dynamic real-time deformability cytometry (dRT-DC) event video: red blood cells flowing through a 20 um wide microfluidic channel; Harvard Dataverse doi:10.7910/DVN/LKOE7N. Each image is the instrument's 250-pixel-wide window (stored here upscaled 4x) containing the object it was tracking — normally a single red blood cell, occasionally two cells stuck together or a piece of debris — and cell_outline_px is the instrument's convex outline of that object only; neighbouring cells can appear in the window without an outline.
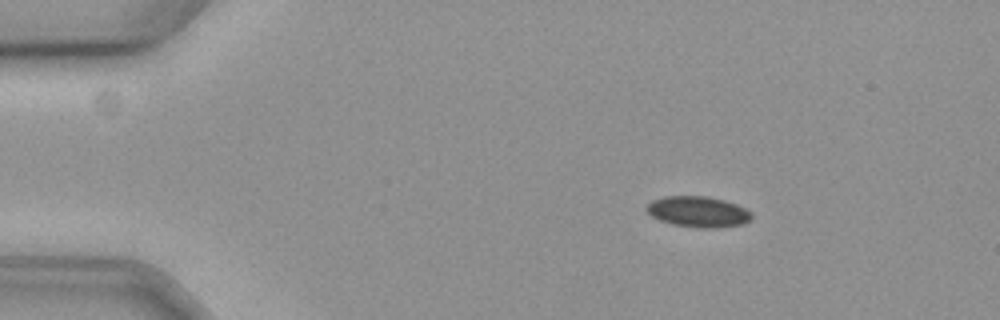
{"species": "common noctule bat (a hibernating species)", "species_latin": "Nyctalus noctula", "temperature_condition": "cold", "stored_images_in_passage": 50, "camera_frame_rate_fps": 3000, "um_per_image_px": 0.085, "animal": {"sex": "female", "body_mass_g": 19.3, "forearm_length_mm": 54.1}, "frame": {"image": 1, "passage_image": 1, "time_ms": 0.0, "image_size_px": [1000, 320], "cell_outline_px": [[752, 216], [748, 220], [740, 224], [712, 228], [700, 228], [672, 224], [660, 220], [652, 216], [644, 208], [652, 200], [664, 196], [708, 196], [724, 200], [736, 204], [752, 212]], "centroid_in_image_um": [59.3, 17.98], "position_along_channel_um": 25.7, "area_um2": 18.73}}
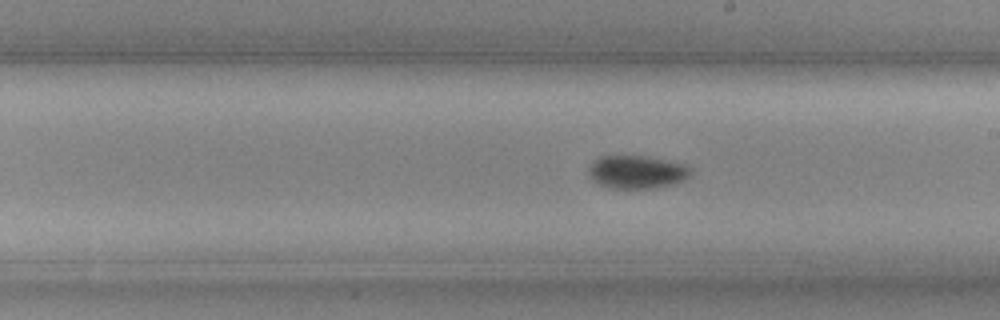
{"frame": {"image": 2, "passage_image": 25, "time_ms": 8.0, "image_size_px": [1000, 320], "cell_outline_px": [[692, 172], [688, 176], [676, 184], [656, 188], [608, 188], [592, 180], [588, 176], [588, 168], [600, 156], [648, 156], [680, 164], [692, 168]], "centroid_in_image_um": [54.11, 14.63], "position_along_channel_um": 234.9, "area_um2": 19.59}}
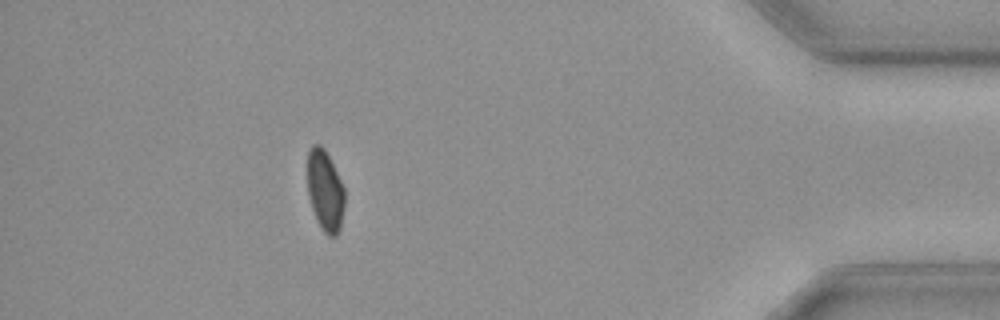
{"frame": {"image": 3, "passage_image": 44, "time_ms": 14.333, "image_size_px": [1000, 320], "cell_outline_px": [[344, 208], [340, 228], [336, 236], [328, 236], [324, 232], [316, 220], [308, 196], [308, 152], [312, 144], [320, 144], [324, 148], [344, 188]], "centroid_in_image_um": [27.62, 16.23], "position_along_channel_um": 407.6, "area_um2": 17.4}}